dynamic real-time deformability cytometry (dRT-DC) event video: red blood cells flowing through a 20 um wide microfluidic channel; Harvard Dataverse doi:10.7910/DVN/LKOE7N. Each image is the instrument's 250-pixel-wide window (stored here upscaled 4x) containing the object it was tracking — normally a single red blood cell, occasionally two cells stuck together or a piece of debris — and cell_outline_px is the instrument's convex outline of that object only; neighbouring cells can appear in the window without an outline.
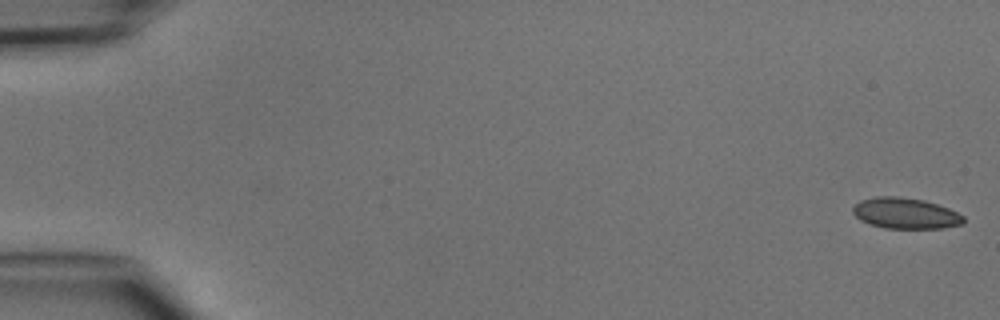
{"species": "common noctule bat (a hibernating species)", "species_latin": "Nyctalus noctula", "temperature_condition": "cold", "stored_images_in_passage": 6, "camera_frame_rate_fps": 3000, "um_per_image_px": 0.085, "animal": {"sex": "male", "body_mass_g": 15.6}, "frame": {"image": 1, "passage_image": 1, "time_ms": 0.0, "image_size_px": [1000, 320], "cell_outline_px": [[964, 224], [944, 228], [884, 228], [860, 220], [852, 212], [852, 208], [860, 200], [876, 196], [896, 196], [924, 200], [948, 208], [964, 216]], "centroid_in_image_um": [76.97, 18.13], "position_along_channel_um": 8.0, "area_um2": 19.88}}
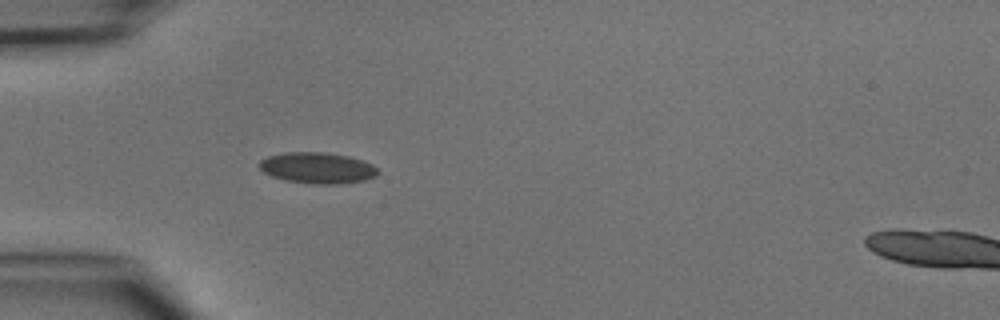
{"frame": {"image": 2, "passage_image": 5, "time_ms": 4.667, "image_size_px": [1000, 320], "cell_outline_px": [[380, 172], [376, 176], [364, 180], [336, 184], [312, 184], [284, 180], [272, 176], [264, 172], [260, 168], [260, 160], [268, 156], [284, 152], [328, 152], [348, 156], [372, 164]], "centroid_in_image_um": [26.98, 14.27], "position_along_channel_um": 58.0, "area_um2": 21.44}}